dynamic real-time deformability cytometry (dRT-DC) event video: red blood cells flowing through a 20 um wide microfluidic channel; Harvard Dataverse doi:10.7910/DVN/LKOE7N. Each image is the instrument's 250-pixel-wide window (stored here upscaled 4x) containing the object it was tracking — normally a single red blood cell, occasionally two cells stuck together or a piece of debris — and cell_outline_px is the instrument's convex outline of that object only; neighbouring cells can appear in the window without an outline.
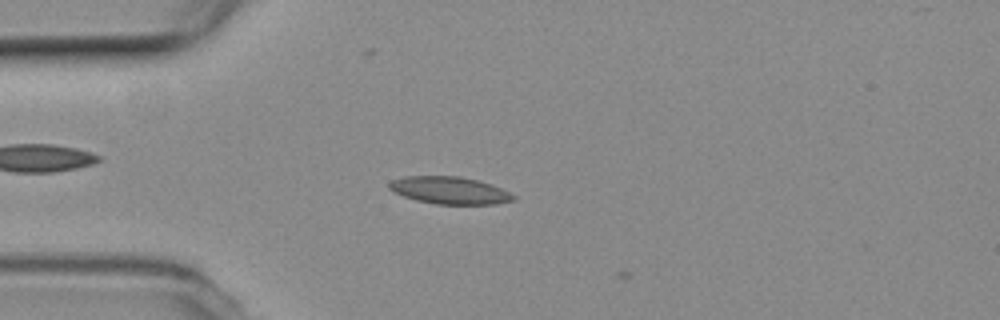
{"species": "common noctule bat (a hibernating species)", "species_latin": "Nyctalus noctula", "temperature_condition": "room temperature", "stored_images_in_passage": 4, "camera_frame_rate_fps": 3000, "um_per_image_px": 0.085, "animal": {"sex": "female", "body_mass_g": 19.3, "forearm_length_mm": 54.1}, "frame": {"image": 1, "passage_image": 3, "time_ms": 0.667, "image_size_px": [1000, 320], "cell_outline_px": [[516, 200], [496, 204], [436, 204], [416, 200], [404, 196], [388, 188], [388, 184], [392, 180], [404, 176], [460, 176], [492, 184], [516, 196]], "centroid_in_image_um": [38.23, 16.18], "position_along_channel_um": 46.8, "area_um2": 19.71}}